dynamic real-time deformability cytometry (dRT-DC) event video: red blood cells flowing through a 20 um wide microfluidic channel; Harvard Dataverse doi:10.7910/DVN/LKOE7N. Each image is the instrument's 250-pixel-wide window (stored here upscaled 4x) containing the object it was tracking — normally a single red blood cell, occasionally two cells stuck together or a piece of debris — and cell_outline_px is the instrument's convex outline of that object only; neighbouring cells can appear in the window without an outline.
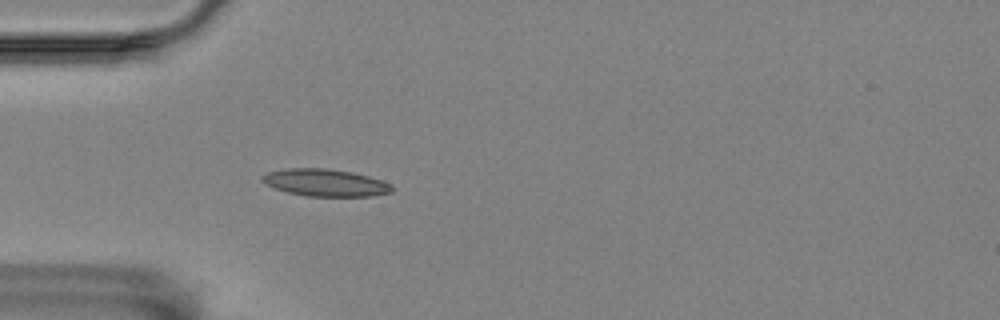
{"species": "Egyptian fruit bat (a non-hibernating species)", "species_latin": "Rousettus aegyptiacus", "temperature_condition": "room temperature", "stored_images_in_passage": 4, "camera_frame_rate_fps": 3000, "um_per_image_px": 0.085, "animal": {"sex": "female"}, "frame": {"image": 1, "passage_image": 4, "time_ms": 1.0, "image_size_px": [1000, 320], "cell_outline_px": [[392, 192], [372, 196], [308, 196], [288, 192], [264, 184], [260, 180], [260, 176], [268, 172], [288, 168], [324, 168], [352, 172], [368, 176], [392, 184]], "centroid_in_image_um": [27.63, 15.52], "position_along_channel_um": 57.4, "area_um2": 20.52}}